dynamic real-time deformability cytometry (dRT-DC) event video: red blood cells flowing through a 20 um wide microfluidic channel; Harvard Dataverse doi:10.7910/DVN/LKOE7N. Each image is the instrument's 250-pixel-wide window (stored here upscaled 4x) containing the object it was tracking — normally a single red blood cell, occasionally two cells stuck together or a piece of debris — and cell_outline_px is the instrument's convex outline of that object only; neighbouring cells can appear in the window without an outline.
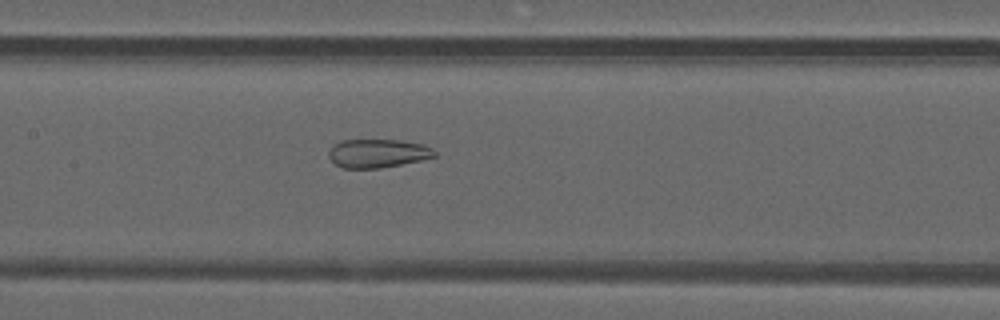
{"species": "common noctule bat (a hibernating species)", "species_latin": "Nyctalus noctula", "temperature_condition": "warm", "stored_images_in_passage": 41, "camera_frame_rate_fps": 3000, "um_per_image_px": 0.085, "animal": {"sex": "male", "forearm_length_mm": 52.5}, "frame": {"image": 1, "passage_image": 24, "time_ms": 7.667, "image_size_px": [1000, 320], "cell_outline_px": [[436, 156], [420, 160], [380, 168], [344, 168], [336, 164], [328, 156], [328, 152], [336, 144], [344, 140], [400, 140], [424, 144], [432, 148], [436, 152]], "centroid_in_image_um": [32.14, 13.03], "position_along_channel_um": 175.3, "area_um2": 17.4}}
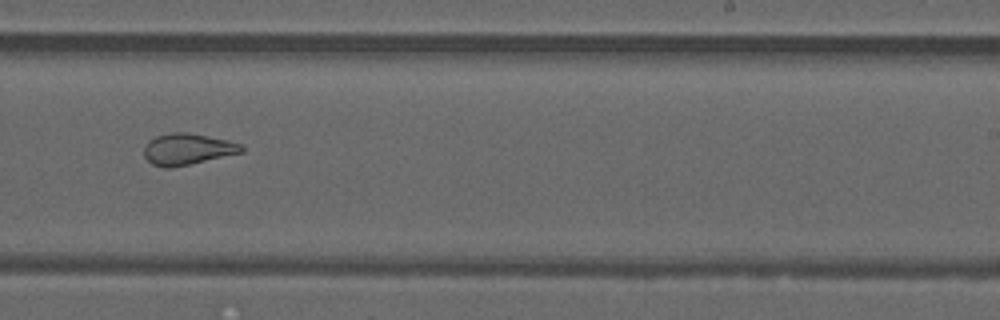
{"frame": {"image": 2, "passage_image": 31, "time_ms": 10.0, "image_size_px": [1000, 320], "cell_outline_px": [[244, 152], [172, 168], [164, 168], [152, 164], [144, 156], [144, 148], [148, 140], [156, 136], [172, 132], [184, 132], [224, 140], [240, 144], [244, 148]], "centroid_in_image_um": [15.89, 12.69], "position_along_channel_um": 273.1, "area_um2": 17.57}}
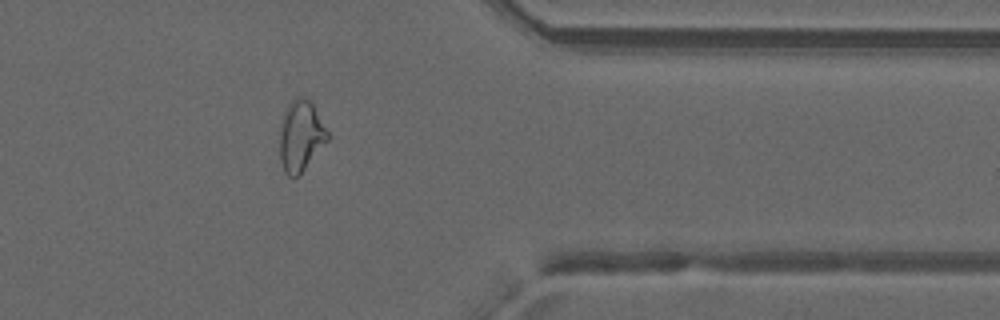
{"frame": {"image": 3, "passage_image": 40, "time_ms": 13.0, "image_size_px": [1000, 320], "cell_outline_px": [[328, 140], [304, 168], [296, 176], [288, 176], [284, 172], [280, 160], [280, 132], [284, 116], [288, 104], [296, 96], [304, 96], [312, 104], [328, 132]], "centroid_in_image_um": [25.55, 11.54], "position_along_channel_um": 385.8, "area_um2": 19.13}, "authors_computed_cell_mechanics": {"area_um2": 21.7328, "velocity_mm_per_s": 4.2097, "shape_relaxation_time_tau1_ms": null, "shape_relaxation_time_tau2_ms": 2.0144, "deformation_change_tau1": null, "deformation_change_tau2": 0.1061}}